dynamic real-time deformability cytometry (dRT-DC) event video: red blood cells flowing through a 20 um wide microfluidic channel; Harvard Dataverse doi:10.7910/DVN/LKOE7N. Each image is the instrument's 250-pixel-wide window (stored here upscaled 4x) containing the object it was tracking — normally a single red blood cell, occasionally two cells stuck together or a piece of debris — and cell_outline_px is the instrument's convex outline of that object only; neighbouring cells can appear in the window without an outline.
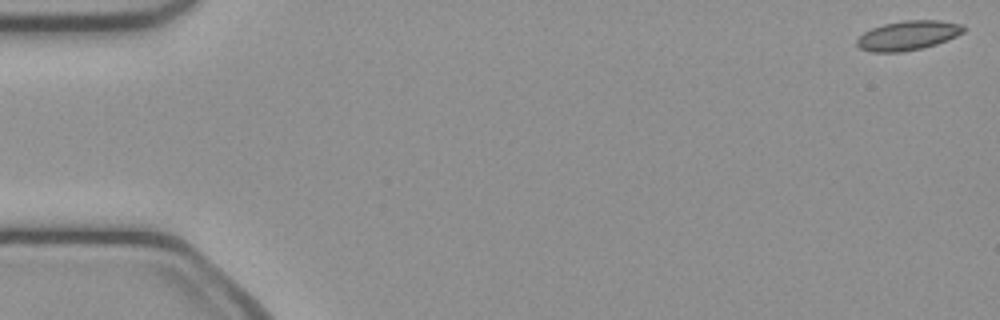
{"species": "common noctule bat (a hibernating species)", "species_latin": "Nyctalus noctula", "temperature_condition": "cold", "stored_images_in_passage": 36, "camera_frame_rate_fps": 3000, "um_per_image_px": 0.085, "animal": {"sex": "female", "body_mass_g": 21.9}, "frame": {"image": 1, "passage_image": 1, "time_ms": 0.0, "image_size_px": [1000, 320], "cell_outline_px": [[968, 28], [964, 32], [956, 36], [936, 44], [920, 48], [900, 52], [872, 52], [860, 48], [856, 44], [856, 40], [864, 32], [872, 28], [884, 24], [904, 20], [940, 20], [964, 24]], "centroid_in_image_um": [77.21, 3.0], "position_along_channel_um": 7.8, "area_um2": 18.32}}